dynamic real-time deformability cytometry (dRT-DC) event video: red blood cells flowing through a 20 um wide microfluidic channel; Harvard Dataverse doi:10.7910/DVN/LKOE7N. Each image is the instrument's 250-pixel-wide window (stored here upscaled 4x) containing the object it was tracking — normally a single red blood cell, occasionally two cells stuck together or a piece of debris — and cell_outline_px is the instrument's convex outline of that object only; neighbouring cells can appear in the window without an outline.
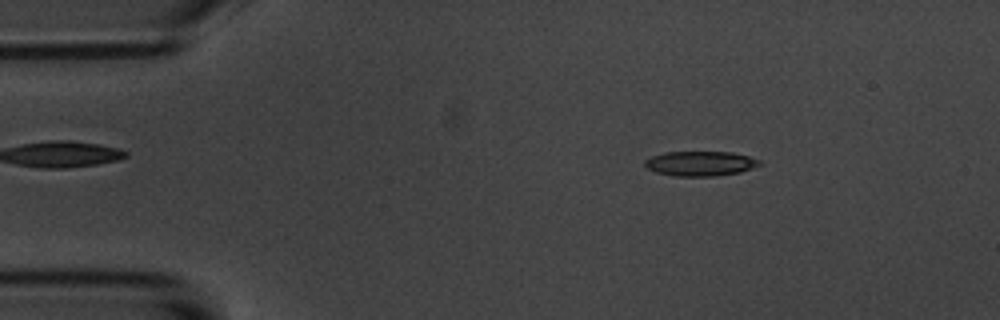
{"species": "common noctule bat (a hibernating species)", "species_latin": "Nyctalus noctula", "temperature_condition": "room temperature", "stored_images_in_passage": 55, "camera_frame_rate_fps": 3000, "um_per_image_px": 0.085, "animal": {"sex": "male", "body_mass_g": 20.1, "forearm_length_mm": 53.5}, "frame": {"image": 1, "passage_image": 8, "time_ms": 2.333, "image_size_px": [1000, 320], "cell_outline_px": [[760, 164], [740, 172], [716, 176], [672, 176], [656, 172], [648, 168], [644, 164], [644, 160], [652, 156], [664, 152], [732, 152], [748, 156], [760, 160]], "centroid_in_image_um": [59.49, 13.9], "position_along_channel_um": 25.5, "area_um2": 16.47}}
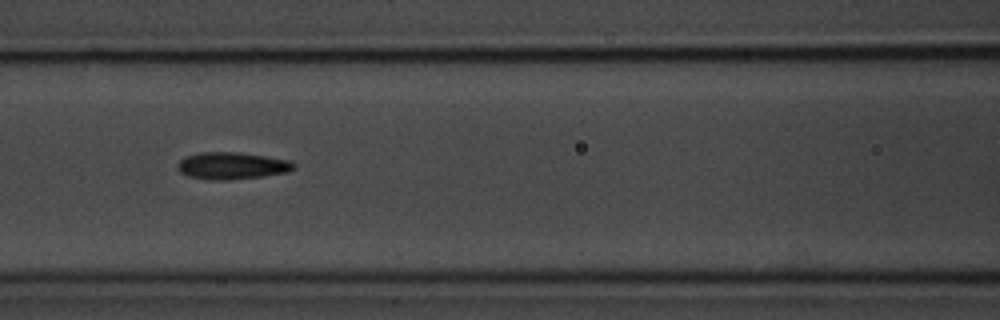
{"frame": {"image": 2, "passage_image": 23, "time_ms": 7.333, "image_size_px": [1000, 320], "cell_outline_px": [[296, 168], [288, 172], [264, 176], [228, 180], [208, 180], [188, 176], [180, 172], [176, 168], [176, 164], [184, 156], [200, 152], [240, 152], [292, 160], [296, 164]], "centroid_in_image_um": [19.72, 14.08], "position_along_channel_um": 146.9, "area_um2": 18.73}}
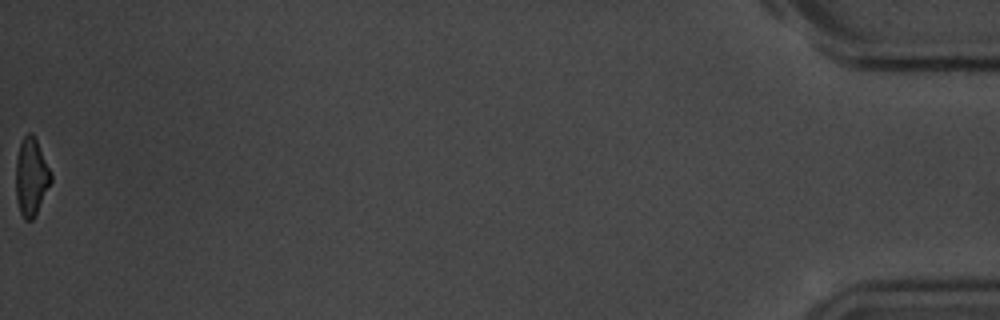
{"frame": {"image": 3, "passage_image": 55, "time_ms": 18.0, "image_size_px": [1000, 320], "cell_outline_px": [[52, 180], [32, 220], [24, 220], [20, 212], [16, 200], [16, 160], [20, 144], [24, 136], [28, 132], [32, 132], [52, 172]], "centroid_in_image_um": [2.65, 15.02], "position_along_channel_um": 432.6, "area_um2": 15.72}, "authors_computed_cell_mechanics": {"area_um2": 17.2244, "velocity_mm_per_s": 3.6368, "shape_relaxation_time_tau1_ms": 3.3959, "shape_relaxation_time_tau2_ms": 4.5402, "deformation_change_tau1": 0.1128, "deformation_change_tau2": 0.131}}